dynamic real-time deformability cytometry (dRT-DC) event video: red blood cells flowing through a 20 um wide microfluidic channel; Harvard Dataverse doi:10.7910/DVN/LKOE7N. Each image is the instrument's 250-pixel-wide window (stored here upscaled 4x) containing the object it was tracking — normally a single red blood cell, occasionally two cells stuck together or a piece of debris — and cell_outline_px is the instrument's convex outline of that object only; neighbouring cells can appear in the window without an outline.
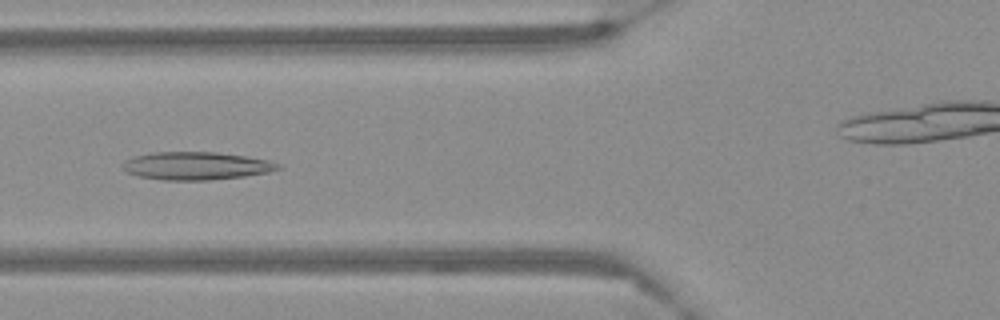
{"species": "Egyptian fruit bat (a non-hibernating species)", "species_latin": "Rousettus aegyptiacus", "temperature_condition": "warm", "stored_images_in_passage": 59, "camera_frame_rate_fps": 3000, "um_per_image_px": 0.085, "frame": {"image": 1, "passage_image": 23, "time_ms": 7.333, "image_size_px": [1000, 320], "cell_outline_px": [[284, 168], [268, 172], [244, 176], [212, 180], [164, 180], [136, 176], [128, 172], [124, 168], [124, 160], [132, 156], [152, 152], [216, 152], [244, 156], [268, 160], [280, 164]], "centroid_in_image_um": [16.68, 14.09], "position_along_channel_um": 109.1, "area_um2": 25.32}}
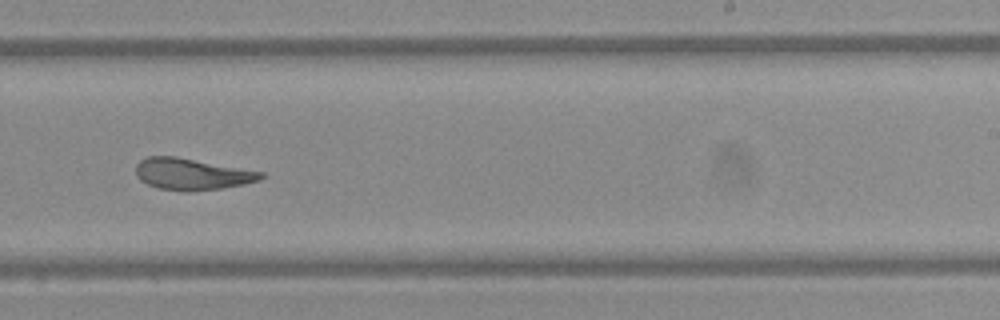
{"frame": {"image": 2, "passage_image": 37, "time_ms": 12.0, "image_size_px": [1000, 320], "cell_outline_px": [[264, 176], [260, 180], [244, 184], [220, 188], [188, 192], [160, 188], [148, 184], [140, 180], [136, 176], [136, 164], [140, 160], [148, 156], [176, 156], [264, 172]], "centroid_in_image_um": [16.3, 14.79], "position_along_channel_um": 272.7, "area_um2": 22.95}}
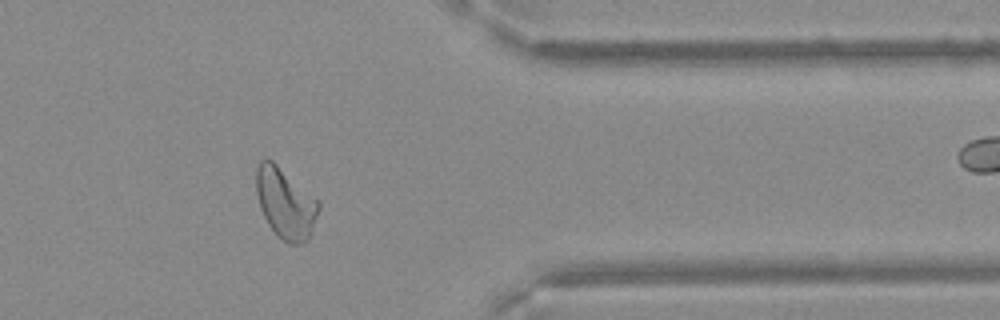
{"frame": {"image": 3, "passage_image": 48, "time_ms": 15.667, "image_size_px": [1000, 320], "cell_outline_px": [[320, 208], [308, 240], [304, 244], [288, 244], [276, 236], [268, 224], [260, 208], [256, 192], [256, 168], [260, 160], [264, 156], [272, 160], [316, 200], [320, 204]], "centroid_in_image_um": [24.22, 17.3], "position_along_channel_um": 387.2, "area_um2": 25.49}}